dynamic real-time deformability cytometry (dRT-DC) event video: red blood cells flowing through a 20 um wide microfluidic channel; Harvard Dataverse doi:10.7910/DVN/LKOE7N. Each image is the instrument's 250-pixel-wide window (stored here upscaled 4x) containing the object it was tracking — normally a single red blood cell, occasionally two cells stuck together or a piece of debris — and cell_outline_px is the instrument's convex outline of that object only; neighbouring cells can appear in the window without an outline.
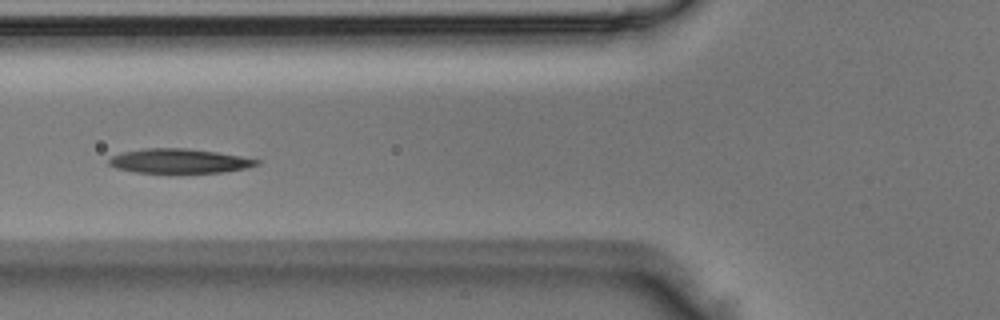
{"species": "Egyptian fruit bat (a non-hibernating species)", "species_latin": "Rousettus aegyptiacus", "temperature_condition": "room temperature", "stored_images_in_passage": 5, "camera_frame_rate_fps": 3000, "um_per_image_px": 0.085, "animal": {"sex": "male"}, "frame": {"image": 1, "passage_image": 5, "time_ms": 1.333, "image_size_px": [1000, 320], "cell_outline_px": [[260, 164], [248, 168], [224, 172], [136, 172], [116, 168], [108, 164], [108, 160], [112, 156], [124, 152], [144, 148], [188, 148], [216, 152], [240, 156], [260, 160]], "centroid_in_image_um": [15.26, 13.68], "position_along_channel_um": 110.5, "area_um2": 20.87}}